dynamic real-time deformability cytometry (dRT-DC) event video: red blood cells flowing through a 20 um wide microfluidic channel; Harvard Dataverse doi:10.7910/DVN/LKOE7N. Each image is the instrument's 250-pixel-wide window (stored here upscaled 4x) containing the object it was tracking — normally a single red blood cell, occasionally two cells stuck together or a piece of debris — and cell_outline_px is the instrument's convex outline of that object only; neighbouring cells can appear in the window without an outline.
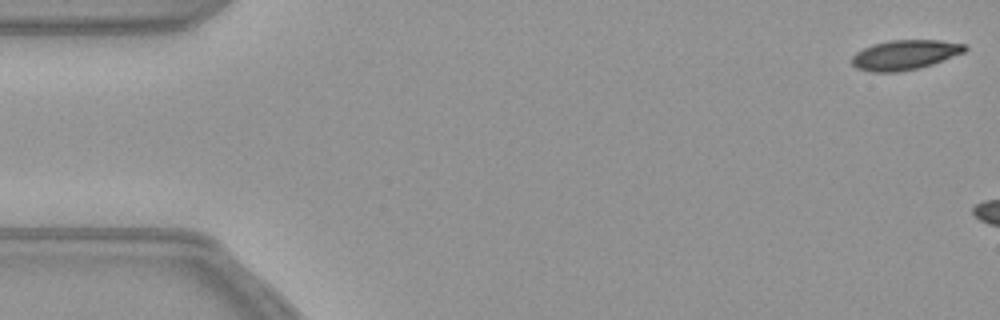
{"species": "common noctule bat (a hibernating species)", "species_latin": "Nyctalus noctula", "temperature_condition": "warm", "stored_images_in_passage": 9, "camera_frame_rate_fps": 3000, "um_per_image_px": 0.085, "animal": {"sex": "female", "body_mass_g": 21.9}, "frame": {"image": 1, "passage_image": 1, "time_ms": 0.0, "image_size_px": [1000, 320], "cell_outline_px": [[968, 48], [964, 52], [932, 64], [920, 68], [896, 72], [872, 72], [856, 68], [852, 64], [852, 56], [856, 52], [872, 44], [888, 40], [940, 40], [968, 44]], "centroid_in_image_um": [76.92, 4.65], "position_along_channel_um": 8.1, "area_um2": 19.71}}